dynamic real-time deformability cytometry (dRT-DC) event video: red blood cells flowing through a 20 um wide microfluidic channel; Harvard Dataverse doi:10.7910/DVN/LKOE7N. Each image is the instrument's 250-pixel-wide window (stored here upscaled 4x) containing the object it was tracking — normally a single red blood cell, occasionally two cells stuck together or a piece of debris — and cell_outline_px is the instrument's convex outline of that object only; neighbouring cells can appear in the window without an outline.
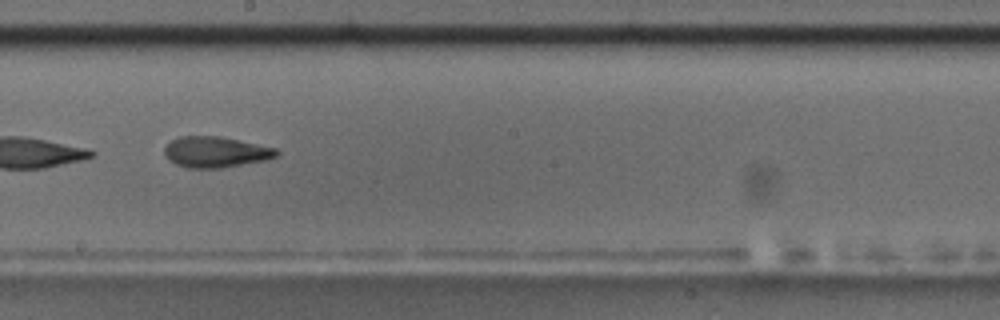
{"species": "common noctule bat (a hibernating species)", "species_latin": "Nyctalus noctula", "temperature_condition": "room temperature", "stored_images_in_passage": 12, "camera_frame_rate_fps": 3000, "um_per_image_px": 0.085, "animal": {"sex": "male", "body_mass_g": 17.5, "forearm_length_mm": 52.3}, "frame": {"image": 1, "passage_image": 10, "time_ms": 10.0, "image_size_px": [1000, 320], "cell_outline_px": [[280, 152], [276, 156], [268, 160], [220, 168], [188, 168], [176, 164], [168, 160], [164, 156], [164, 148], [172, 140], [180, 136], [220, 136], [276, 148]], "centroid_in_image_um": [18.32, 12.93], "position_along_channel_um": 229.9, "area_um2": 20.23}}